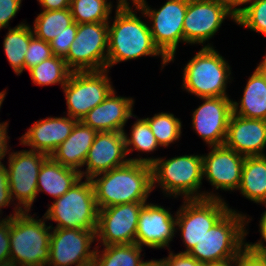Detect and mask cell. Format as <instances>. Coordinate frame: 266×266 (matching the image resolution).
Instances as JSON below:
<instances>
[{"label":"cell","mask_w":266,"mask_h":266,"mask_svg":"<svg viewBox=\"0 0 266 266\" xmlns=\"http://www.w3.org/2000/svg\"><path fill=\"white\" fill-rule=\"evenodd\" d=\"M131 127L130 137L124 131L127 156L134 150L148 154L159 148L156 137L144 118L137 117Z\"/></svg>","instance_id":"33"},{"label":"cell","mask_w":266,"mask_h":266,"mask_svg":"<svg viewBox=\"0 0 266 266\" xmlns=\"http://www.w3.org/2000/svg\"><path fill=\"white\" fill-rule=\"evenodd\" d=\"M146 0H135L136 9L149 19L150 32L155 46L169 60H175L179 43L184 44L183 23L187 0H167L160 8L153 9Z\"/></svg>","instance_id":"8"},{"label":"cell","mask_w":266,"mask_h":266,"mask_svg":"<svg viewBox=\"0 0 266 266\" xmlns=\"http://www.w3.org/2000/svg\"><path fill=\"white\" fill-rule=\"evenodd\" d=\"M208 266H236V258H231L221 262L208 263Z\"/></svg>","instance_id":"47"},{"label":"cell","mask_w":266,"mask_h":266,"mask_svg":"<svg viewBox=\"0 0 266 266\" xmlns=\"http://www.w3.org/2000/svg\"><path fill=\"white\" fill-rule=\"evenodd\" d=\"M236 266H266V254L248 244L236 257Z\"/></svg>","instance_id":"37"},{"label":"cell","mask_w":266,"mask_h":266,"mask_svg":"<svg viewBox=\"0 0 266 266\" xmlns=\"http://www.w3.org/2000/svg\"><path fill=\"white\" fill-rule=\"evenodd\" d=\"M79 171L64 167L48 156L42 163L37 177V192L47 193L53 199L63 196L81 179Z\"/></svg>","instance_id":"24"},{"label":"cell","mask_w":266,"mask_h":266,"mask_svg":"<svg viewBox=\"0 0 266 266\" xmlns=\"http://www.w3.org/2000/svg\"><path fill=\"white\" fill-rule=\"evenodd\" d=\"M220 1L228 9V11L235 17V19H237L255 0H220Z\"/></svg>","instance_id":"42"},{"label":"cell","mask_w":266,"mask_h":266,"mask_svg":"<svg viewBox=\"0 0 266 266\" xmlns=\"http://www.w3.org/2000/svg\"><path fill=\"white\" fill-rule=\"evenodd\" d=\"M98 209L133 202H147L152 189L151 165L128 162L91 179Z\"/></svg>","instance_id":"3"},{"label":"cell","mask_w":266,"mask_h":266,"mask_svg":"<svg viewBox=\"0 0 266 266\" xmlns=\"http://www.w3.org/2000/svg\"><path fill=\"white\" fill-rule=\"evenodd\" d=\"M0 266H18V265L11 259H8V260L0 262Z\"/></svg>","instance_id":"49"},{"label":"cell","mask_w":266,"mask_h":266,"mask_svg":"<svg viewBox=\"0 0 266 266\" xmlns=\"http://www.w3.org/2000/svg\"><path fill=\"white\" fill-rule=\"evenodd\" d=\"M183 204L176 211V232L180 231L188 253L211 227L229 210L224 199L201 198L183 199Z\"/></svg>","instance_id":"11"},{"label":"cell","mask_w":266,"mask_h":266,"mask_svg":"<svg viewBox=\"0 0 266 266\" xmlns=\"http://www.w3.org/2000/svg\"><path fill=\"white\" fill-rule=\"evenodd\" d=\"M44 216L56 226L51 228H70L96 230L98 225V207L91 179L82 178L63 196L48 205Z\"/></svg>","instance_id":"7"},{"label":"cell","mask_w":266,"mask_h":266,"mask_svg":"<svg viewBox=\"0 0 266 266\" xmlns=\"http://www.w3.org/2000/svg\"><path fill=\"white\" fill-rule=\"evenodd\" d=\"M113 89L105 100L90 110L82 119L85 125L97 132H124L125 125L133 114L134 99L116 95Z\"/></svg>","instance_id":"22"},{"label":"cell","mask_w":266,"mask_h":266,"mask_svg":"<svg viewBox=\"0 0 266 266\" xmlns=\"http://www.w3.org/2000/svg\"><path fill=\"white\" fill-rule=\"evenodd\" d=\"M15 203L10 194L8 172L6 166L2 164L0 165V213L2 214L3 207L10 206V204L16 205Z\"/></svg>","instance_id":"40"},{"label":"cell","mask_w":266,"mask_h":266,"mask_svg":"<svg viewBox=\"0 0 266 266\" xmlns=\"http://www.w3.org/2000/svg\"><path fill=\"white\" fill-rule=\"evenodd\" d=\"M77 119L66 117H47L34 122L21 136L20 145L30 146L32 151L50 156L53 151L71 134Z\"/></svg>","instance_id":"21"},{"label":"cell","mask_w":266,"mask_h":266,"mask_svg":"<svg viewBox=\"0 0 266 266\" xmlns=\"http://www.w3.org/2000/svg\"><path fill=\"white\" fill-rule=\"evenodd\" d=\"M233 114L266 120V78L256 67L249 76L240 101L232 100Z\"/></svg>","instance_id":"25"},{"label":"cell","mask_w":266,"mask_h":266,"mask_svg":"<svg viewBox=\"0 0 266 266\" xmlns=\"http://www.w3.org/2000/svg\"><path fill=\"white\" fill-rule=\"evenodd\" d=\"M203 103L192 113V128L210 146L224 145L233 113L230 97L200 98Z\"/></svg>","instance_id":"16"},{"label":"cell","mask_w":266,"mask_h":266,"mask_svg":"<svg viewBox=\"0 0 266 266\" xmlns=\"http://www.w3.org/2000/svg\"><path fill=\"white\" fill-rule=\"evenodd\" d=\"M102 248L103 250H99V245L96 246V266H142L144 262L141 256L143 248L136 243L113 244Z\"/></svg>","instance_id":"28"},{"label":"cell","mask_w":266,"mask_h":266,"mask_svg":"<svg viewBox=\"0 0 266 266\" xmlns=\"http://www.w3.org/2000/svg\"><path fill=\"white\" fill-rule=\"evenodd\" d=\"M108 22L77 24V34L64 59L72 72L107 69Z\"/></svg>","instance_id":"10"},{"label":"cell","mask_w":266,"mask_h":266,"mask_svg":"<svg viewBox=\"0 0 266 266\" xmlns=\"http://www.w3.org/2000/svg\"><path fill=\"white\" fill-rule=\"evenodd\" d=\"M257 68L266 78V55L263 57L262 61L259 62V64L257 65Z\"/></svg>","instance_id":"48"},{"label":"cell","mask_w":266,"mask_h":266,"mask_svg":"<svg viewBox=\"0 0 266 266\" xmlns=\"http://www.w3.org/2000/svg\"><path fill=\"white\" fill-rule=\"evenodd\" d=\"M231 69L215 47H202L184 66L182 89L197 98L229 97Z\"/></svg>","instance_id":"5"},{"label":"cell","mask_w":266,"mask_h":266,"mask_svg":"<svg viewBox=\"0 0 266 266\" xmlns=\"http://www.w3.org/2000/svg\"><path fill=\"white\" fill-rule=\"evenodd\" d=\"M108 69L101 71L72 72L63 92L67 115L81 119L95 106L102 103L114 89Z\"/></svg>","instance_id":"12"},{"label":"cell","mask_w":266,"mask_h":266,"mask_svg":"<svg viewBox=\"0 0 266 266\" xmlns=\"http://www.w3.org/2000/svg\"><path fill=\"white\" fill-rule=\"evenodd\" d=\"M96 134V130L78 121L71 134L53 151L50 157L64 167L81 172Z\"/></svg>","instance_id":"23"},{"label":"cell","mask_w":266,"mask_h":266,"mask_svg":"<svg viewBox=\"0 0 266 266\" xmlns=\"http://www.w3.org/2000/svg\"><path fill=\"white\" fill-rule=\"evenodd\" d=\"M8 167L10 194L17 204L14 212L7 216H15L20 212H28L33 208L37 198V177L47 154L32 150L8 152Z\"/></svg>","instance_id":"9"},{"label":"cell","mask_w":266,"mask_h":266,"mask_svg":"<svg viewBox=\"0 0 266 266\" xmlns=\"http://www.w3.org/2000/svg\"><path fill=\"white\" fill-rule=\"evenodd\" d=\"M252 217L248 219L246 213L230 210L201 238L188 252L200 263L221 262L236 258L248 245L245 237L246 229Z\"/></svg>","instance_id":"4"},{"label":"cell","mask_w":266,"mask_h":266,"mask_svg":"<svg viewBox=\"0 0 266 266\" xmlns=\"http://www.w3.org/2000/svg\"><path fill=\"white\" fill-rule=\"evenodd\" d=\"M22 0H0V30L8 29L10 20L18 13Z\"/></svg>","instance_id":"38"},{"label":"cell","mask_w":266,"mask_h":266,"mask_svg":"<svg viewBox=\"0 0 266 266\" xmlns=\"http://www.w3.org/2000/svg\"><path fill=\"white\" fill-rule=\"evenodd\" d=\"M259 223H260L259 224V232H260V235H261L260 240L255 242V243L248 242V244L253 246V247H255V248H257L262 253L266 254V244H265L266 243V210L261 214V218H260Z\"/></svg>","instance_id":"44"},{"label":"cell","mask_w":266,"mask_h":266,"mask_svg":"<svg viewBox=\"0 0 266 266\" xmlns=\"http://www.w3.org/2000/svg\"><path fill=\"white\" fill-rule=\"evenodd\" d=\"M77 34V23L73 22L71 24V31H65L60 35H57L53 40H51L50 47L55 56L65 59L68 55V51L72 42Z\"/></svg>","instance_id":"36"},{"label":"cell","mask_w":266,"mask_h":266,"mask_svg":"<svg viewBox=\"0 0 266 266\" xmlns=\"http://www.w3.org/2000/svg\"><path fill=\"white\" fill-rule=\"evenodd\" d=\"M238 190L246 199L266 205V155L245 157Z\"/></svg>","instance_id":"26"},{"label":"cell","mask_w":266,"mask_h":266,"mask_svg":"<svg viewBox=\"0 0 266 266\" xmlns=\"http://www.w3.org/2000/svg\"><path fill=\"white\" fill-rule=\"evenodd\" d=\"M224 145L245 157L266 155V120L232 113Z\"/></svg>","instance_id":"20"},{"label":"cell","mask_w":266,"mask_h":266,"mask_svg":"<svg viewBox=\"0 0 266 266\" xmlns=\"http://www.w3.org/2000/svg\"><path fill=\"white\" fill-rule=\"evenodd\" d=\"M73 22L70 8L41 11L35 18L32 29L37 38L50 42L57 35L71 31Z\"/></svg>","instance_id":"29"},{"label":"cell","mask_w":266,"mask_h":266,"mask_svg":"<svg viewBox=\"0 0 266 266\" xmlns=\"http://www.w3.org/2000/svg\"><path fill=\"white\" fill-rule=\"evenodd\" d=\"M145 203H124L99 209L96 245L135 243L140 210Z\"/></svg>","instance_id":"15"},{"label":"cell","mask_w":266,"mask_h":266,"mask_svg":"<svg viewBox=\"0 0 266 266\" xmlns=\"http://www.w3.org/2000/svg\"><path fill=\"white\" fill-rule=\"evenodd\" d=\"M8 122H0V165H2L4 162H1L2 159L4 161V157L6 156V154H8L7 152H9V149L11 150L12 148L8 146V140H9V136H8V132H7V127H8Z\"/></svg>","instance_id":"43"},{"label":"cell","mask_w":266,"mask_h":266,"mask_svg":"<svg viewBox=\"0 0 266 266\" xmlns=\"http://www.w3.org/2000/svg\"><path fill=\"white\" fill-rule=\"evenodd\" d=\"M144 119L148 122L160 147L166 148L180 139L182 122L174 114L160 112Z\"/></svg>","instance_id":"32"},{"label":"cell","mask_w":266,"mask_h":266,"mask_svg":"<svg viewBox=\"0 0 266 266\" xmlns=\"http://www.w3.org/2000/svg\"><path fill=\"white\" fill-rule=\"evenodd\" d=\"M129 1L117 3L113 23L108 22V58L107 69L129 60L144 56L161 57V68L168 65L169 60L155 46L150 25L137 16L136 4Z\"/></svg>","instance_id":"1"},{"label":"cell","mask_w":266,"mask_h":266,"mask_svg":"<svg viewBox=\"0 0 266 266\" xmlns=\"http://www.w3.org/2000/svg\"><path fill=\"white\" fill-rule=\"evenodd\" d=\"M128 162L124 132H97L84 163L86 170L80 174L82 179H92Z\"/></svg>","instance_id":"19"},{"label":"cell","mask_w":266,"mask_h":266,"mask_svg":"<svg viewBox=\"0 0 266 266\" xmlns=\"http://www.w3.org/2000/svg\"><path fill=\"white\" fill-rule=\"evenodd\" d=\"M139 157V158H138ZM129 158L130 162H141L151 165L152 189L160 187L166 197L184 199L217 198L218 193L201 191L203 181L202 155H183L169 159L163 157ZM184 196V197H183Z\"/></svg>","instance_id":"2"},{"label":"cell","mask_w":266,"mask_h":266,"mask_svg":"<svg viewBox=\"0 0 266 266\" xmlns=\"http://www.w3.org/2000/svg\"><path fill=\"white\" fill-rule=\"evenodd\" d=\"M146 202L140 210L135 243L151 249L168 248L176 234V213Z\"/></svg>","instance_id":"18"},{"label":"cell","mask_w":266,"mask_h":266,"mask_svg":"<svg viewBox=\"0 0 266 266\" xmlns=\"http://www.w3.org/2000/svg\"><path fill=\"white\" fill-rule=\"evenodd\" d=\"M96 230L52 228L48 266H80L94 261Z\"/></svg>","instance_id":"14"},{"label":"cell","mask_w":266,"mask_h":266,"mask_svg":"<svg viewBox=\"0 0 266 266\" xmlns=\"http://www.w3.org/2000/svg\"><path fill=\"white\" fill-rule=\"evenodd\" d=\"M226 18L236 23L235 17L220 0H187L184 17V43L214 47L209 42L219 31Z\"/></svg>","instance_id":"13"},{"label":"cell","mask_w":266,"mask_h":266,"mask_svg":"<svg viewBox=\"0 0 266 266\" xmlns=\"http://www.w3.org/2000/svg\"><path fill=\"white\" fill-rule=\"evenodd\" d=\"M211 152L202 154L203 179L205 178L215 190H238L241 183L245 156L238 154L225 145L210 146Z\"/></svg>","instance_id":"17"},{"label":"cell","mask_w":266,"mask_h":266,"mask_svg":"<svg viewBox=\"0 0 266 266\" xmlns=\"http://www.w3.org/2000/svg\"><path fill=\"white\" fill-rule=\"evenodd\" d=\"M54 56L49 42L37 38L35 35L30 39L28 50L24 60V71L40 64L43 60Z\"/></svg>","instance_id":"35"},{"label":"cell","mask_w":266,"mask_h":266,"mask_svg":"<svg viewBox=\"0 0 266 266\" xmlns=\"http://www.w3.org/2000/svg\"><path fill=\"white\" fill-rule=\"evenodd\" d=\"M122 1L124 2V1H128V0H122ZM134 1H135V0H130V2H134Z\"/></svg>","instance_id":"52"},{"label":"cell","mask_w":266,"mask_h":266,"mask_svg":"<svg viewBox=\"0 0 266 266\" xmlns=\"http://www.w3.org/2000/svg\"><path fill=\"white\" fill-rule=\"evenodd\" d=\"M42 7L41 11L61 10L70 8L71 0H37Z\"/></svg>","instance_id":"45"},{"label":"cell","mask_w":266,"mask_h":266,"mask_svg":"<svg viewBox=\"0 0 266 266\" xmlns=\"http://www.w3.org/2000/svg\"><path fill=\"white\" fill-rule=\"evenodd\" d=\"M34 36L31 25L21 22L8 28L4 37L3 47L6 57L14 73L18 76L24 71V60L30 39Z\"/></svg>","instance_id":"27"},{"label":"cell","mask_w":266,"mask_h":266,"mask_svg":"<svg viewBox=\"0 0 266 266\" xmlns=\"http://www.w3.org/2000/svg\"><path fill=\"white\" fill-rule=\"evenodd\" d=\"M165 260L168 266H208V263H200L189 253H183L182 251L175 254L170 250Z\"/></svg>","instance_id":"41"},{"label":"cell","mask_w":266,"mask_h":266,"mask_svg":"<svg viewBox=\"0 0 266 266\" xmlns=\"http://www.w3.org/2000/svg\"><path fill=\"white\" fill-rule=\"evenodd\" d=\"M71 0L70 11L74 22L95 23L109 22L113 20L110 15L113 10V2L109 0ZM117 3H122V0H116Z\"/></svg>","instance_id":"31"},{"label":"cell","mask_w":266,"mask_h":266,"mask_svg":"<svg viewBox=\"0 0 266 266\" xmlns=\"http://www.w3.org/2000/svg\"><path fill=\"white\" fill-rule=\"evenodd\" d=\"M6 91L7 90L4 89L3 91L0 92V109H1L2 103H3V101L5 100V97H6V94H7Z\"/></svg>","instance_id":"50"},{"label":"cell","mask_w":266,"mask_h":266,"mask_svg":"<svg viewBox=\"0 0 266 266\" xmlns=\"http://www.w3.org/2000/svg\"><path fill=\"white\" fill-rule=\"evenodd\" d=\"M10 218L0 222V262L10 259Z\"/></svg>","instance_id":"39"},{"label":"cell","mask_w":266,"mask_h":266,"mask_svg":"<svg viewBox=\"0 0 266 266\" xmlns=\"http://www.w3.org/2000/svg\"><path fill=\"white\" fill-rule=\"evenodd\" d=\"M236 24L266 36V0H255L236 19Z\"/></svg>","instance_id":"34"},{"label":"cell","mask_w":266,"mask_h":266,"mask_svg":"<svg viewBox=\"0 0 266 266\" xmlns=\"http://www.w3.org/2000/svg\"><path fill=\"white\" fill-rule=\"evenodd\" d=\"M33 84L39 86L61 85L67 83L72 71L66 61L58 56L43 60L40 64L28 70Z\"/></svg>","instance_id":"30"},{"label":"cell","mask_w":266,"mask_h":266,"mask_svg":"<svg viewBox=\"0 0 266 266\" xmlns=\"http://www.w3.org/2000/svg\"><path fill=\"white\" fill-rule=\"evenodd\" d=\"M80 266H96V264L94 261H92V262H88V263L80 265Z\"/></svg>","instance_id":"51"},{"label":"cell","mask_w":266,"mask_h":266,"mask_svg":"<svg viewBox=\"0 0 266 266\" xmlns=\"http://www.w3.org/2000/svg\"><path fill=\"white\" fill-rule=\"evenodd\" d=\"M142 266H168L165 258L163 259H151L148 261H144Z\"/></svg>","instance_id":"46"},{"label":"cell","mask_w":266,"mask_h":266,"mask_svg":"<svg viewBox=\"0 0 266 266\" xmlns=\"http://www.w3.org/2000/svg\"><path fill=\"white\" fill-rule=\"evenodd\" d=\"M30 211L10 217V259L18 266H47L52 225Z\"/></svg>","instance_id":"6"}]
</instances>
